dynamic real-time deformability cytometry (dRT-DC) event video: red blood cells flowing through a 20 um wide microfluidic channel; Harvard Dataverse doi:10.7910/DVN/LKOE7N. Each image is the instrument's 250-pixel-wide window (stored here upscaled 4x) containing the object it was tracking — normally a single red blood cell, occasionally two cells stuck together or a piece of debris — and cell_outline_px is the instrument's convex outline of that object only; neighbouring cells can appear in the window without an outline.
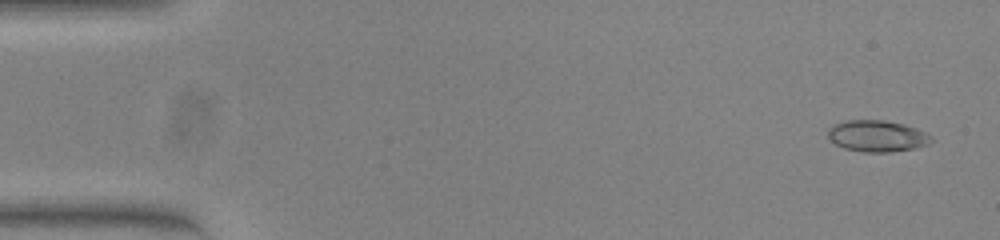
{"species": "common noctule bat (a hibernating species)", "species_latin": "Nyctalus noctula", "temperature_condition": "warm", "stored_images_in_passage": 54, "camera_frame_rate_fps": 3000, "um_per_image_px": 0.085, "animal": {"sex": "female", "body_mass_g": 23.0, "forearm_length_mm": 53.4}, "frame": {"image": 1, "passage_image": 3, "time_ms": 0.667, "image_size_px": [1000, 240], "cell_outline_px": [[936, 140], [928, 144], [916, 148], [892, 152], [864, 152], [844, 148], [836, 144], [828, 136], [828, 128], [836, 124], [848, 120], [884, 120], [904, 124], [916, 128], [932, 136]], "centroid_in_image_um": [74.6, 11.57], "position_along_channel_um": 10.4, "area_um2": 18.96}}
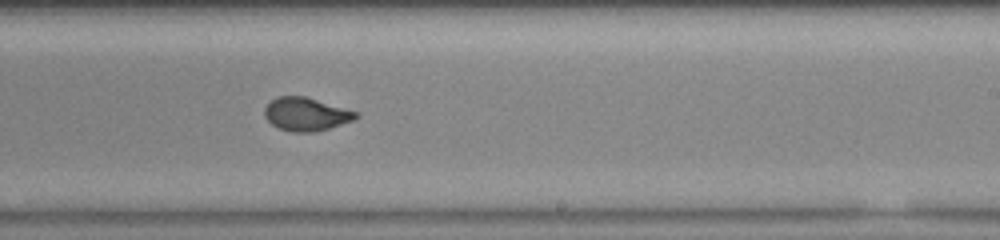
{"frame": {"image": 2, "passage_image": 33, "time_ms": 10.667, "image_size_px": [1000, 240], "cell_outline_px": [[360, 116], [352, 120], [316, 132], [292, 132], [280, 128], [272, 124], [264, 116], [264, 108], [272, 100], [280, 96], [304, 96], [356, 112]], "centroid_in_image_um": [25.98, 9.71], "position_along_channel_um": 263.0, "area_um2": 17.28}}
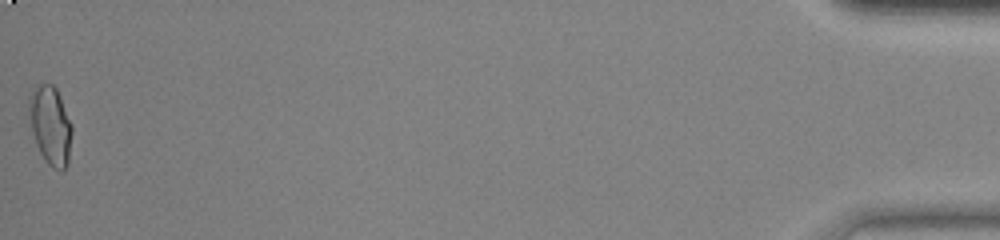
{"frame": {"image": 3, "passage_image": 54, "time_ms": 17.667, "image_size_px": [1000, 240], "cell_outline_px": [[72, 132], [68, 164], [60, 172], [52, 168], [48, 164], [40, 152], [36, 144], [32, 128], [28, 108], [28, 96], [40, 84], [52, 84], [56, 88], [60, 96], [72, 124]], "centroid_in_image_um": [4.3, 10.67], "position_along_channel_um": 430.9, "area_um2": 19.59}}